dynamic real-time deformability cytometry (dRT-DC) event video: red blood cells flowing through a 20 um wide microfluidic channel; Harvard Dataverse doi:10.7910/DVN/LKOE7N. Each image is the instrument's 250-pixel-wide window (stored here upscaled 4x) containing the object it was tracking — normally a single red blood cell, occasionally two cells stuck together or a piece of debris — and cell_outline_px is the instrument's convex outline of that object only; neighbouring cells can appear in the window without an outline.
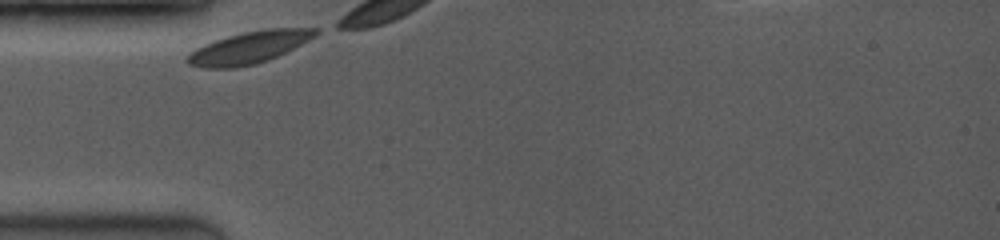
{"species": "common noctule bat (a hibernating species)", "species_latin": "Nyctalus noctula", "temperature_condition": "room temperature", "stored_images_in_passage": 4, "camera_frame_rate_fps": 3500, "um_per_image_px": 0.085, "animal": {"sex": "female", "body_mass_g": 19.0, "forearm_length_mm": 53.3}, "frame": {"image": 1, "passage_image": 1, "time_ms": 0.0, "image_size_px": [1000, 240], "cell_outline_px": [[320, 32], [308, 40], [268, 60], [256, 64], [232, 68], [204, 68], [188, 64], [184, 60], [196, 48], [204, 44], [228, 36], [244, 32], [268, 28], [320, 28]], "centroid_in_image_um": [21.15, 4.04], "position_along_channel_um": 63.8, "area_um2": 23.64}}